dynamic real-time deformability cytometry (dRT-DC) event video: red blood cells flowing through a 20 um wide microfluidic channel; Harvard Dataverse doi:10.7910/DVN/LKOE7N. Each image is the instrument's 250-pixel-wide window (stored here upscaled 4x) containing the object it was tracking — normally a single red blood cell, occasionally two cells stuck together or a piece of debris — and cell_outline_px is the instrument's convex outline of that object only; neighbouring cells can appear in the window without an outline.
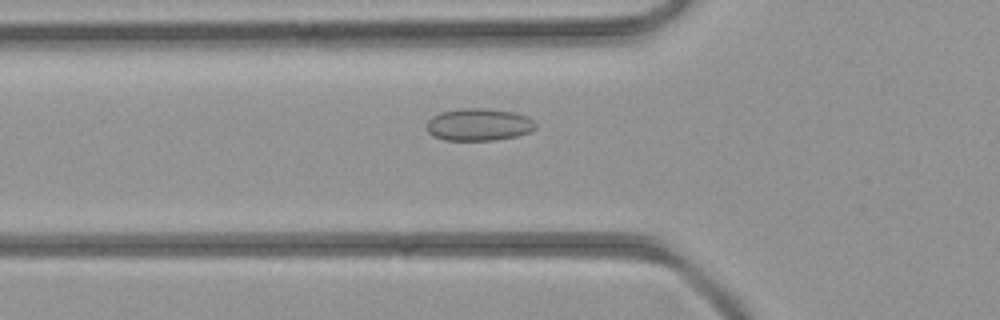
{"species": "common noctule bat (a hibernating species)", "species_latin": "Nyctalus noctula", "temperature_condition": "room temperature", "stored_images_in_passage": 32, "camera_frame_rate_fps": 3000, "um_per_image_px": 0.085, "animal": {"sex": "female", "body_mass_g": 21.9}, "frame": {"image": 1, "passage_image": 7, "time_ms": 2.0, "image_size_px": [1000, 320], "cell_outline_px": [[536, 128], [528, 132], [516, 136], [496, 140], [444, 140], [432, 136], [428, 132], [428, 120], [432, 116], [440, 112], [460, 108], [484, 108], [516, 112], [528, 116], [536, 124]], "centroid_in_image_um": [40.7, 10.58], "position_along_channel_um": 85.1, "area_um2": 20.63}}
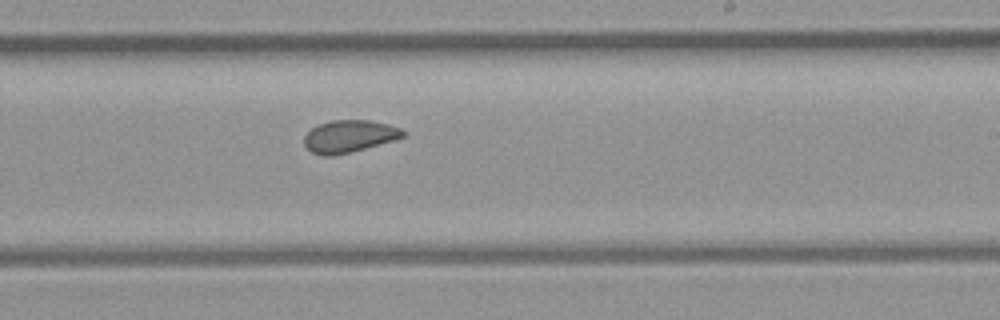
{"frame": {"image": 2, "passage_image": 18, "time_ms": 5.667, "image_size_px": [1000, 320], "cell_outline_px": [[404, 136], [392, 140], [364, 148], [332, 156], [324, 156], [312, 152], [304, 144], [304, 136], [312, 128], [320, 124], [332, 120], [368, 120], [388, 124], [400, 128], [404, 132]], "centroid_in_image_um": [29.65, 11.57], "position_along_channel_um": 259.4, "area_um2": 18.15}}
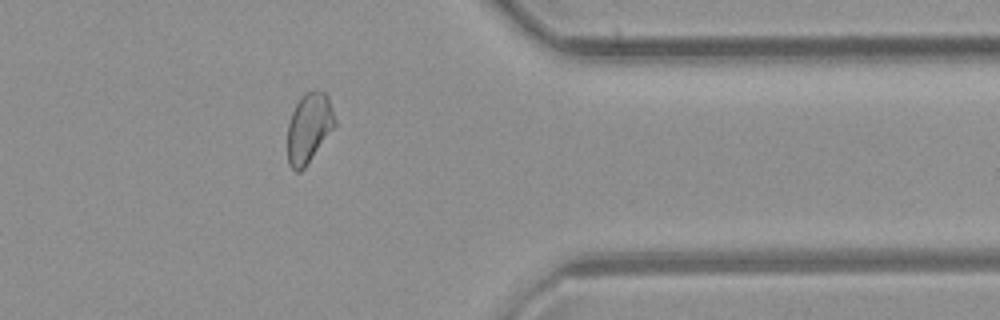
{"frame": {"image": 3, "passage_image": 27, "time_ms": 8.667, "image_size_px": [1000, 320], "cell_outline_px": [[336, 124], [304, 168], [300, 172], [296, 172], [288, 164], [288, 120], [300, 96], [304, 92], [316, 88], [324, 92], [328, 96], [336, 120]], "centroid_in_image_um": [26.25, 10.82], "position_along_channel_um": 385.2, "area_um2": 19.31}}